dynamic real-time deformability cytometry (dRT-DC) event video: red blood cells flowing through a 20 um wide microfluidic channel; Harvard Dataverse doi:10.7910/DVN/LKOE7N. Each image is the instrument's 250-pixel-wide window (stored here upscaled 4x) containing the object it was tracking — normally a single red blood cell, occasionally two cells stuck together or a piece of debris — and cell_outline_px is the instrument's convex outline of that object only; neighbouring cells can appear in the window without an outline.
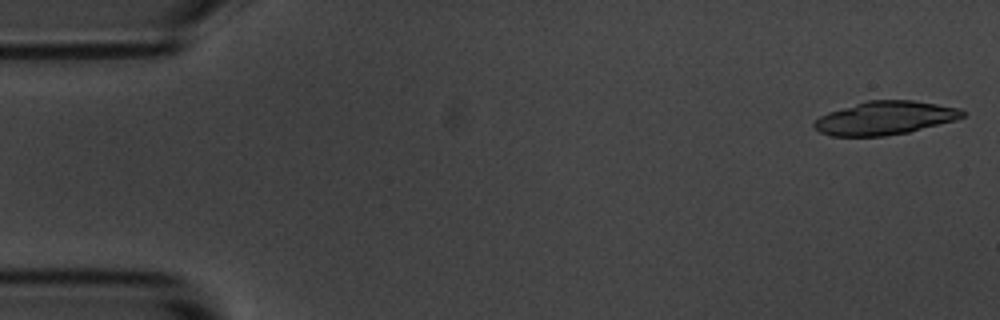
{"species": "common noctule bat (a hibernating species)", "species_latin": "Nyctalus noctula", "temperature_condition": "room temperature", "stored_images_in_passage": 7, "camera_frame_rate_fps": 3000, "um_per_image_px": 0.085, "animal": {"sex": "male", "body_mass_g": 20.1, "forearm_length_mm": 53.5}, "frame": {"image": 1, "passage_image": 1, "time_ms": 0.0, "image_size_px": [1000, 320], "cell_outline_px": [[964, 116], [956, 120], [908, 132], [884, 136], [832, 136], [820, 132], [812, 124], [820, 116], [828, 112], [868, 100], [912, 100], [960, 108], [964, 112]], "centroid_in_image_um": [75.22, 10.03], "position_along_channel_um": 9.8, "area_um2": 28.67}}